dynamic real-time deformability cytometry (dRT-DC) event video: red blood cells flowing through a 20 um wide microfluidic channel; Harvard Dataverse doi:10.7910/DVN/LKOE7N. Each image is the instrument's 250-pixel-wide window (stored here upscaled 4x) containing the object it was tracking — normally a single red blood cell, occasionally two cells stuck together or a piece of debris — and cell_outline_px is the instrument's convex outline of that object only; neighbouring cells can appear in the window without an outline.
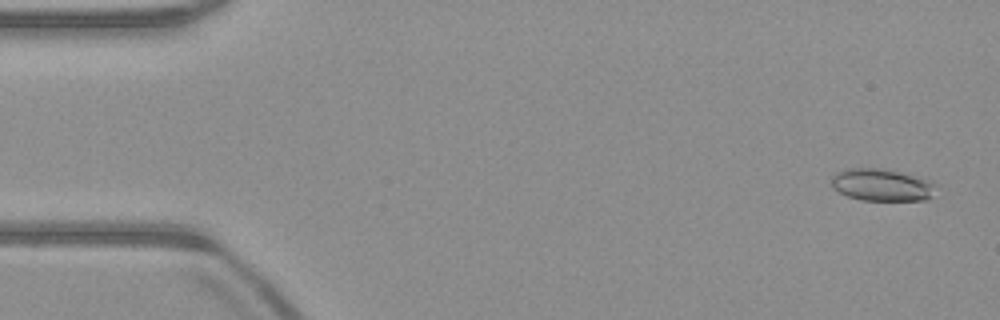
{"species": "common noctule bat (a hibernating species)", "species_latin": "Nyctalus noctula", "temperature_condition": "warm", "stored_images_in_passage": 9, "camera_frame_rate_fps": 3000, "um_per_image_px": 0.085, "animal": {"sex": "male", "body_mass_g": 23.1, "forearm_length_mm": 52.7}, "frame": {"image": 1, "passage_image": 2, "time_ms": 0.333, "image_size_px": [1000, 320], "cell_outline_px": [[936, 184], [932, 196], [928, 200], [860, 200], [848, 196], [832, 188], [832, 176], [836, 172], [844, 168], [884, 168], [928, 180]], "centroid_in_image_um": [74.92, 15.71], "position_along_channel_um": 10.1, "area_um2": 19.59}}